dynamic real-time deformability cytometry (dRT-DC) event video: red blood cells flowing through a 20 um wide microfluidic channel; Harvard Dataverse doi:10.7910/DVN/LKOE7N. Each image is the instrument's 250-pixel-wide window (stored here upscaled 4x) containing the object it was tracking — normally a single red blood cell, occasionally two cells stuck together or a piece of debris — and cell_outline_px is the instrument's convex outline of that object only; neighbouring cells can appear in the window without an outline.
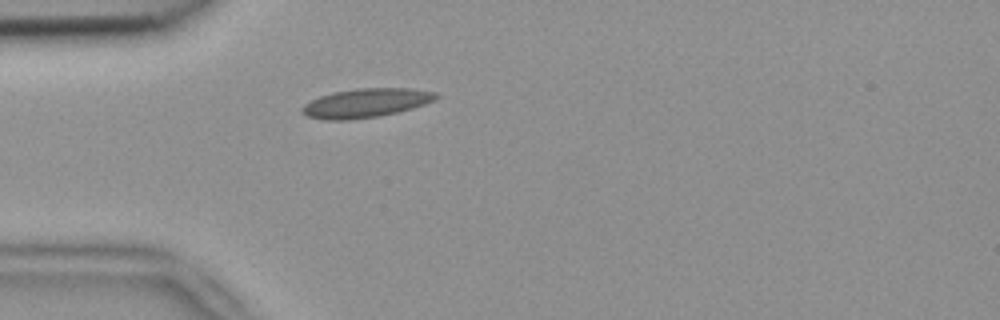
{"species": "common noctule bat (a hibernating species)", "species_latin": "Nyctalus noctula", "temperature_condition": "room temperature", "stored_images_in_passage": 1, "camera_frame_rate_fps": 3000, "um_per_image_px": 0.085, "animal": {"sex": "female", "body_mass_g": 18.4}, "frame": {"image": 1, "passage_image": 1, "time_ms": 0.0, "image_size_px": [1000, 320], "cell_outline_px": [[440, 96], [436, 100], [412, 108], [396, 112], [376, 116], [348, 120], [324, 120], [308, 116], [300, 112], [300, 108], [304, 104], [320, 96], [332, 92], [356, 88], [408, 88], [436, 92]], "centroid_in_image_um": [31.08, 8.74], "position_along_channel_um": 53.9, "area_um2": 22.6}}